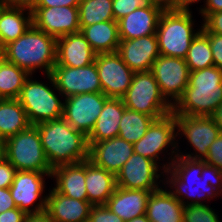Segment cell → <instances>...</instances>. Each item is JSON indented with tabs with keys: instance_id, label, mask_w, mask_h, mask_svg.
I'll return each mask as SVG.
<instances>
[{
	"instance_id": "cell-1",
	"label": "cell",
	"mask_w": 222,
	"mask_h": 222,
	"mask_svg": "<svg viewBox=\"0 0 222 222\" xmlns=\"http://www.w3.org/2000/svg\"><path fill=\"white\" fill-rule=\"evenodd\" d=\"M161 173L163 176L166 173L169 177L166 178V184H171L170 188L175 189L168 191L184 206L204 204L201 200L218 197L222 193V176L204 160L176 156L170 168ZM186 198L191 201L185 202Z\"/></svg>"
},
{
	"instance_id": "cell-2",
	"label": "cell",
	"mask_w": 222,
	"mask_h": 222,
	"mask_svg": "<svg viewBox=\"0 0 222 222\" xmlns=\"http://www.w3.org/2000/svg\"><path fill=\"white\" fill-rule=\"evenodd\" d=\"M42 148L52 168L89 159L87 136L74 129L63 117L35 125Z\"/></svg>"
},
{
	"instance_id": "cell-3",
	"label": "cell",
	"mask_w": 222,
	"mask_h": 222,
	"mask_svg": "<svg viewBox=\"0 0 222 222\" xmlns=\"http://www.w3.org/2000/svg\"><path fill=\"white\" fill-rule=\"evenodd\" d=\"M56 49V38L31 25L17 40L5 45L0 55L29 75L38 69L48 75L56 65Z\"/></svg>"
},
{
	"instance_id": "cell-4",
	"label": "cell",
	"mask_w": 222,
	"mask_h": 222,
	"mask_svg": "<svg viewBox=\"0 0 222 222\" xmlns=\"http://www.w3.org/2000/svg\"><path fill=\"white\" fill-rule=\"evenodd\" d=\"M222 103V70L216 66L190 71L183 95L172 105L174 114L211 116Z\"/></svg>"
},
{
	"instance_id": "cell-5",
	"label": "cell",
	"mask_w": 222,
	"mask_h": 222,
	"mask_svg": "<svg viewBox=\"0 0 222 222\" xmlns=\"http://www.w3.org/2000/svg\"><path fill=\"white\" fill-rule=\"evenodd\" d=\"M192 17L191 11L164 9L156 30L160 55L186 58L192 40L201 31L199 28L195 32Z\"/></svg>"
},
{
	"instance_id": "cell-6",
	"label": "cell",
	"mask_w": 222,
	"mask_h": 222,
	"mask_svg": "<svg viewBox=\"0 0 222 222\" xmlns=\"http://www.w3.org/2000/svg\"><path fill=\"white\" fill-rule=\"evenodd\" d=\"M4 157L17 171H38L51 174L50 166L42 148L39 131L35 125L5 140Z\"/></svg>"
},
{
	"instance_id": "cell-7",
	"label": "cell",
	"mask_w": 222,
	"mask_h": 222,
	"mask_svg": "<svg viewBox=\"0 0 222 222\" xmlns=\"http://www.w3.org/2000/svg\"><path fill=\"white\" fill-rule=\"evenodd\" d=\"M121 99L126 108L155 119L172 112V104L161 94L151 71L135 72L130 87Z\"/></svg>"
},
{
	"instance_id": "cell-8",
	"label": "cell",
	"mask_w": 222,
	"mask_h": 222,
	"mask_svg": "<svg viewBox=\"0 0 222 222\" xmlns=\"http://www.w3.org/2000/svg\"><path fill=\"white\" fill-rule=\"evenodd\" d=\"M27 78L18 97L25 109L30 125L63 117L64 102L61 101L48 83Z\"/></svg>"
},
{
	"instance_id": "cell-9",
	"label": "cell",
	"mask_w": 222,
	"mask_h": 222,
	"mask_svg": "<svg viewBox=\"0 0 222 222\" xmlns=\"http://www.w3.org/2000/svg\"><path fill=\"white\" fill-rule=\"evenodd\" d=\"M176 116L173 112L165 115L162 118L155 119L149 126L145 135L136 143L133 144L134 153L140 154L147 157L157 164L160 159V154L167 150L168 147L172 146L171 151V162H166L161 167L164 171L170 168L171 163L178 155V143L175 142L177 132ZM166 148V149H165ZM175 149V150H174ZM175 156L172 158V156Z\"/></svg>"
},
{
	"instance_id": "cell-10",
	"label": "cell",
	"mask_w": 222,
	"mask_h": 222,
	"mask_svg": "<svg viewBox=\"0 0 222 222\" xmlns=\"http://www.w3.org/2000/svg\"><path fill=\"white\" fill-rule=\"evenodd\" d=\"M47 78L60 97L102 92L95 62L79 68L55 65Z\"/></svg>"
},
{
	"instance_id": "cell-11",
	"label": "cell",
	"mask_w": 222,
	"mask_h": 222,
	"mask_svg": "<svg viewBox=\"0 0 222 222\" xmlns=\"http://www.w3.org/2000/svg\"><path fill=\"white\" fill-rule=\"evenodd\" d=\"M177 135L185 136L189 144L194 148L192 153L180 152L177 156H182L191 160H204L207 156L210 145L220 134L211 116H190L175 114ZM182 153V154H181ZM184 154V155H183Z\"/></svg>"
},
{
	"instance_id": "cell-12",
	"label": "cell",
	"mask_w": 222,
	"mask_h": 222,
	"mask_svg": "<svg viewBox=\"0 0 222 222\" xmlns=\"http://www.w3.org/2000/svg\"><path fill=\"white\" fill-rule=\"evenodd\" d=\"M151 72L159 85L161 94L174 105L189 83L190 70L185 59L160 55L154 61Z\"/></svg>"
},
{
	"instance_id": "cell-13",
	"label": "cell",
	"mask_w": 222,
	"mask_h": 222,
	"mask_svg": "<svg viewBox=\"0 0 222 222\" xmlns=\"http://www.w3.org/2000/svg\"><path fill=\"white\" fill-rule=\"evenodd\" d=\"M107 99L108 97L102 92L77 94L64 98L63 118L74 129L88 136Z\"/></svg>"
},
{
	"instance_id": "cell-14",
	"label": "cell",
	"mask_w": 222,
	"mask_h": 222,
	"mask_svg": "<svg viewBox=\"0 0 222 222\" xmlns=\"http://www.w3.org/2000/svg\"><path fill=\"white\" fill-rule=\"evenodd\" d=\"M102 93L108 98H122L131 85L134 72L117 52L95 56Z\"/></svg>"
},
{
	"instance_id": "cell-15",
	"label": "cell",
	"mask_w": 222,
	"mask_h": 222,
	"mask_svg": "<svg viewBox=\"0 0 222 222\" xmlns=\"http://www.w3.org/2000/svg\"><path fill=\"white\" fill-rule=\"evenodd\" d=\"M44 176L51 177V174L28 170L17 171L15 174L9 189L16 206L26 214L46 210L47 195H41L45 188ZM37 199H39V202L35 205Z\"/></svg>"
},
{
	"instance_id": "cell-16",
	"label": "cell",
	"mask_w": 222,
	"mask_h": 222,
	"mask_svg": "<svg viewBox=\"0 0 222 222\" xmlns=\"http://www.w3.org/2000/svg\"><path fill=\"white\" fill-rule=\"evenodd\" d=\"M156 162L140 154L133 153L116 174V186L125 189L156 191L161 174Z\"/></svg>"
},
{
	"instance_id": "cell-17",
	"label": "cell",
	"mask_w": 222,
	"mask_h": 222,
	"mask_svg": "<svg viewBox=\"0 0 222 222\" xmlns=\"http://www.w3.org/2000/svg\"><path fill=\"white\" fill-rule=\"evenodd\" d=\"M32 25L38 30L58 39L80 32L78 7H35L32 10Z\"/></svg>"
},
{
	"instance_id": "cell-18",
	"label": "cell",
	"mask_w": 222,
	"mask_h": 222,
	"mask_svg": "<svg viewBox=\"0 0 222 222\" xmlns=\"http://www.w3.org/2000/svg\"><path fill=\"white\" fill-rule=\"evenodd\" d=\"M167 5L145 3L118 20L119 39L130 40L147 35H156L160 16Z\"/></svg>"
},
{
	"instance_id": "cell-19",
	"label": "cell",
	"mask_w": 222,
	"mask_h": 222,
	"mask_svg": "<svg viewBox=\"0 0 222 222\" xmlns=\"http://www.w3.org/2000/svg\"><path fill=\"white\" fill-rule=\"evenodd\" d=\"M117 53L134 73L151 71L160 56L156 35L120 40Z\"/></svg>"
},
{
	"instance_id": "cell-20",
	"label": "cell",
	"mask_w": 222,
	"mask_h": 222,
	"mask_svg": "<svg viewBox=\"0 0 222 222\" xmlns=\"http://www.w3.org/2000/svg\"><path fill=\"white\" fill-rule=\"evenodd\" d=\"M133 153V144L115 137L92 143L88 160L116 176Z\"/></svg>"
},
{
	"instance_id": "cell-21",
	"label": "cell",
	"mask_w": 222,
	"mask_h": 222,
	"mask_svg": "<svg viewBox=\"0 0 222 222\" xmlns=\"http://www.w3.org/2000/svg\"><path fill=\"white\" fill-rule=\"evenodd\" d=\"M96 53L81 32L57 39L56 65L79 68L95 61Z\"/></svg>"
},
{
	"instance_id": "cell-22",
	"label": "cell",
	"mask_w": 222,
	"mask_h": 222,
	"mask_svg": "<svg viewBox=\"0 0 222 222\" xmlns=\"http://www.w3.org/2000/svg\"><path fill=\"white\" fill-rule=\"evenodd\" d=\"M91 208L88 200L67 197L54 188L47 195L46 211L55 222H88Z\"/></svg>"
},
{
	"instance_id": "cell-23",
	"label": "cell",
	"mask_w": 222,
	"mask_h": 222,
	"mask_svg": "<svg viewBox=\"0 0 222 222\" xmlns=\"http://www.w3.org/2000/svg\"><path fill=\"white\" fill-rule=\"evenodd\" d=\"M153 191L125 189L116 186L114 193L106 202V207L125 222L144 215L149 196Z\"/></svg>"
},
{
	"instance_id": "cell-24",
	"label": "cell",
	"mask_w": 222,
	"mask_h": 222,
	"mask_svg": "<svg viewBox=\"0 0 222 222\" xmlns=\"http://www.w3.org/2000/svg\"><path fill=\"white\" fill-rule=\"evenodd\" d=\"M51 177L55 178L53 187L57 192L78 200H88L85 186V161L64 164L52 169Z\"/></svg>"
},
{
	"instance_id": "cell-25",
	"label": "cell",
	"mask_w": 222,
	"mask_h": 222,
	"mask_svg": "<svg viewBox=\"0 0 222 222\" xmlns=\"http://www.w3.org/2000/svg\"><path fill=\"white\" fill-rule=\"evenodd\" d=\"M126 107L121 98H108L102 108L95 126L87 136L88 145L109 140L119 135V123Z\"/></svg>"
},
{
	"instance_id": "cell-26",
	"label": "cell",
	"mask_w": 222,
	"mask_h": 222,
	"mask_svg": "<svg viewBox=\"0 0 222 222\" xmlns=\"http://www.w3.org/2000/svg\"><path fill=\"white\" fill-rule=\"evenodd\" d=\"M85 186L91 205H105L116 188V177L107 170L85 161Z\"/></svg>"
},
{
	"instance_id": "cell-27",
	"label": "cell",
	"mask_w": 222,
	"mask_h": 222,
	"mask_svg": "<svg viewBox=\"0 0 222 222\" xmlns=\"http://www.w3.org/2000/svg\"><path fill=\"white\" fill-rule=\"evenodd\" d=\"M167 189L151 192L145 213L150 222H182L184 205Z\"/></svg>"
},
{
	"instance_id": "cell-28",
	"label": "cell",
	"mask_w": 222,
	"mask_h": 222,
	"mask_svg": "<svg viewBox=\"0 0 222 222\" xmlns=\"http://www.w3.org/2000/svg\"><path fill=\"white\" fill-rule=\"evenodd\" d=\"M31 25V10L0 6V50L10 42L17 40Z\"/></svg>"
},
{
	"instance_id": "cell-29",
	"label": "cell",
	"mask_w": 222,
	"mask_h": 222,
	"mask_svg": "<svg viewBox=\"0 0 222 222\" xmlns=\"http://www.w3.org/2000/svg\"><path fill=\"white\" fill-rule=\"evenodd\" d=\"M80 32L96 54L117 52L120 43L117 21L94 23L83 27Z\"/></svg>"
},
{
	"instance_id": "cell-30",
	"label": "cell",
	"mask_w": 222,
	"mask_h": 222,
	"mask_svg": "<svg viewBox=\"0 0 222 222\" xmlns=\"http://www.w3.org/2000/svg\"><path fill=\"white\" fill-rule=\"evenodd\" d=\"M30 126L18 99H0V137L5 141Z\"/></svg>"
},
{
	"instance_id": "cell-31",
	"label": "cell",
	"mask_w": 222,
	"mask_h": 222,
	"mask_svg": "<svg viewBox=\"0 0 222 222\" xmlns=\"http://www.w3.org/2000/svg\"><path fill=\"white\" fill-rule=\"evenodd\" d=\"M30 75L0 55V99H18Z\"/></svg>"
},
{
	"instance_id": "cell-32",
	"label": "cell",
	"mask_w": 222,
	"mask_h": 222,
	"mask_svg": "<svg viewBox=\"0 0 222 222\" xmlns=\"http://www.w3.org/2000/svg\"><path fill=\"white\" fill-rule=\"evenodd\" d=\"M154 120V117L126 108L119 123L118 137L134 144L145 135Z\"/></svg>"
},
{
	"instance_id": "cell-33",
	"label": "cell",
	"mask_w": 222,
	"mask_h": 222,
	"mask_svg": "<svg viewBox=\"0 0 222 222\" xmlns=\"http://www.w3.org/2000/svg\"><path fill=\"white\" fill-rule=\"evenodd\" d=\"M78 9L80 30L94 23L114 20L112 0H81Z\"/></svg>"
},
{
	"instance_id": "cell-34",
	"label": "cell",
	"mask_w": 222,
	"mask_h": 222,
	"mask_svg": "<svg viewBox=\"0 0 222 222\" xmlns=\"http://www.w3.org/2000/svg\"><path fill=\"white\" fill-rule=\"evenodd\" d=\"M185 61L190 71H196L214 65L209 38L202 30L192 40Z\"/></svg>"
},
{
	"instance_id": "cell-35",
	"label": "cell",
	"mask_w": 222,
	"mask_h": 222,
	"mask_svg": "<svg viewBox=\"0 0 222 222\" xmlns=\"http://www.w3.org/2000/svg\"><path fill=\"white\" fill-rule=\"evenodd\" d=\"M209 205L189 204L184 206L182 222H221Z\"/></svg>"
},
{
	"instance_id": "cell-36",
	"label": "cell",
	"mask_w": 222,
	"mask_h": 222,
	"mask_svg": "<svg viewBox=\"0 0 222 222\" xmlns=\"http://www.w3.org/2000/svg\"><path fill=\"white\" fill-rule=\"evenodd\" d=\"M204 161L222 176V134H219L216 140L210 145Z\"/></svg>"
},
{
	"instance_id": "cell-37",
	"label": "cell",
	"mask_w": 222,
	"mask_h": 222,
	"mask_svg": "<svg viewBox=\"0 0 222 222\" xmlns=\"http://www.w3.org/2000/svg\"><path fill=\"white\" fill-rule=\"evenodd\" d=\"M145 3L141 0H112L114 20L118 21Z\"/></svg>"
},
{
	"instance_id": "cell-38",
	"label": "cell",
	"mask_w": 222,
	"mask_h": 222,
	"mask_svg": "<svg viewBox=\"0 0 222 222\" xmlns=\"http://www.w3.org/2000/svg\"><path fill=\"white\" fill-rule=\"evenodd\" d=\"M88 222H125L106 205H92Z\"/></svg>"
},
{
	"instance_id": "cell-39",
	"label": "cell",
	"mask_w": 222,
	"mask_h": 222,
	"mask_svg": "<svg viewBox=\"0 0 222 222\" xmlns=\"http://www.w3.org/2000/svg\"><path fill=\"white\" fill-rule=\"evenodd\" d=\"M17 169L5 158H0V188H9L15 178Z\"/></svg>"
},
{
	"instance_id": "cell-40",
	"label": "cell",
	"mask_w": 222,
	"mask_h": 222,
	"mask_svg": "<svg viewBox=\"0 0 222 222\" xmlns=\"http://www.w3.org/2000/svg\"><path fill=\"white\" fill-rule=\"evenodd\" d=\"M203 21L201 30L204 33L222 35V11L210 13Z\"/></svg>"
},
{
	"instance_id": "cell-41",
	"label": "cell",
	"mask_w": 222,
	"mask_h": 222,
	"mask_svg": "<svg viewBox=\"0 0 222 222\" xmlns=\"http://www.w3.org/2000/svg\"><path fill=\"white\" fill-rule=\"evenodd\" d=\"M209 38L210 48L214 60V66L222 70V35L205 33Z\"/></svg>"
},
{
	"instance_id": "cell-42",
	"label": "cell",
	"mask_w": 222,
	"mask_h": 222,
	"mask_svg": "<svg viewBox=\"0 0 222 222\" xmlns=\"http://www.w3.org/2000/svg\"><path fill=\"white\" fill-rule=\"evenodd\" d=\"M17 208L9 188H0V213Z\"/></svg>"
},
{
	"instance_id": "cell-43",
	"label": "cell",
	"mask_w": 222,
	"mask_h": 222,
	"mask_svg": "<svg viewBox=\"0 0 222 222\" xmlns=\"http://www.w3.org/2000/svg\"><path fill=\"white\" fill-rule=\"evenodd\" d=\"M26 213L18 207L0 213V222H24Z\"/></svg>"
},
{
	"instance_id": "cell-44",
	"label": "cell",
	"mask_w": 222,
	"mask_h": 222,
	"mask_svg": "<svg viewBox=\"0 0 222 222\" xmlns=\"http://www.w3.org/2000/svg\"><path fill=\"white\" fill-rule=\"evenodd\" d=\"M81 0H39L36 7H78Z\"/></svg>"
},
{
	"instance_id": "cell-45",
	"label": "cell",
	"mask_w": 222,
	"mask_h": 222,
	"mask_svg": "<svg viewBox=\"0 0 222 222\" xmlns=\"http://www.w3.org/2000/svg\"><path fill=\"white\" fill-rule=\"evenodd\" d=\"M204 7L200 8V14L203 20L210 14L222 11V0H207Z\"/></svg>"
},
{
	"instance_id": "cell-46",
	"label": "cell",
	"mask_w": 222,
	"mask_h": 222,
	"mask_svg": "<svg viewBox=\"0 0 222 222\" xmlns=\"http://www.w3.org/2000/svg\"><path fill=\"white\" fill-rule=\"evenodd\" d=\"M200 0H168L167 7L176 11L190 12L191 4L198 3ZM207 2V0H204Z\"/></svg>"
},
{
	"instance_id": "cell-47",
	"label": "cell",
	"mask_w": 222,
	"mask_h": 222,
	"mask_svg": "<svg viewBox=\"0 0 222 222\" xmlns=\"http://www.w3.org/2000/svg\"><path fill=\"white\" fill-rule=\"evenodd\" d=\"M39 0H4L5 7L26 8L33 10Z\"/></svg>"
},
{
	"instance_id": "cell-48",
	"label": "cell",
	"mask_w": 222,
	"mask_h": 222,
	"mask_svg": "<svg viewBox=\"0 0 222 222\" xmlns=\"http://www.w3.org/2000/svg\"><path fill=\"white\" fill-rule=\"evenodd\" d=\"M24 222H55L49 213L44 210L38 213H28L25 216Z\"/></svg>"
},
{
	"instance_id": "cell-49",
	"label": "cell",
	"mask_w": 222,
	"mask_h": 222,
	"mask_svg": "<svg viewBox=\"0 0 222 222\" xmlns=\"http://www.w3.org/2000/svg\"><path fill=\"white\" fill-rule=\"evenodd\" d=\"M211 117L219 128L220 134H222V103L217 107Z\"/></svg>"
},
{
	"instance_id": "cell-50",
	"label": "cell",
	"mask_w": 222,
	"mask_h": 222,
	"mask_svg": "<svg viewBox=\"0 0 222 222\" xmlns=\"http://www.w3.org/2000/svg\"><path fill=\"white\" fill-rule=\"evenodd\" d=\"M128 222H150V220L146 217V215H141L136 218H133L132 220Z\"/></svg>"
},
{
	"instance_id": "cell-51",
	"label": "cell",
	"mask_w": 222,
	"mask_h": 222,
	"mask_svg": "<svg viewBox=\"0 0 222 222\" xmlns=\"http://www.w3.org/2000/svg\"><path fill=\"white\" fill-rule=\"evenodd\" d=\"M144 3L168 4V0H141Z\"/></svg>"
},
{
	"instance_id": "cell-52",
	"label": "cell",
	"mask_w": 222,
	"mask_h": 222,
	"mask_svg": "<svg viewBox=\"0 0 222 222\" xmlns=\"http://www.w3.org/2000/svg\"><path fill=\"white\" fill-rule=\"evenodd\" d=\"M5 141L0 137V158L4 157Z\"/></svg>"
},
{
	"instance_id": "cell-53",
	"label": "cell",
	"mask_w": 222,
	"mask_h": 222,
	"mask_svg": "<svg viewBox=\"0 0 222 222\" xmlns=\"http://www.w3.org/2000/svg\"><path fill=\"white\" fill-rule=\"evenodd\" d=\"M0 6H4V0H0Z\"/></svg>"
}]
</instances>
